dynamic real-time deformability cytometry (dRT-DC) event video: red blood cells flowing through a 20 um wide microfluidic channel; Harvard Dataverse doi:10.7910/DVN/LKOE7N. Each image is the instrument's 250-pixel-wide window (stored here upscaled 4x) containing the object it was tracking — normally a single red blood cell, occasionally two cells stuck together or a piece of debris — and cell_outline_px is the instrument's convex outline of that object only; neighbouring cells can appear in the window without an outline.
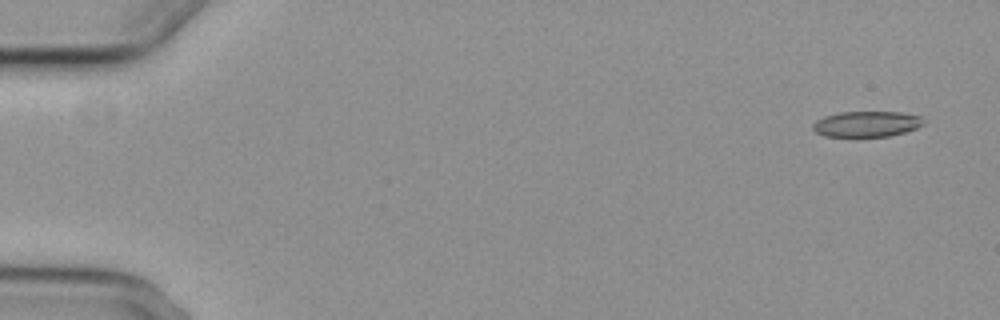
{"species": "common noctule bat (a hibernating species)", "species_latin": "Nyctalus noctula", "temperature_condition": "cold", "stored_images_in_passage": 5, "camera_frame_rate_fps": 3000, "um_per_image_px": 0.085, "animal": {"sex": "female", "body_mass_g": 29.2, "forearm_length_mm": 56.3}, "frame": {"image": 1, "passage_image": 1, "time_ms": 0.0, "image_size_px": [1000, 320], "cell_outline_px": [[924, 124], [916, 128], [904, 132], [888, 136], [824, 136], [816, 132], [812, 128], [812, 124], [816, 120], [824, 116], [840, 112], [900, 112], [920, 116], [924, 120]], "centroid_in_image_um": [73.65, 10.53], "position_along_channel_um": 11.4, "area_um2": 16.47}}
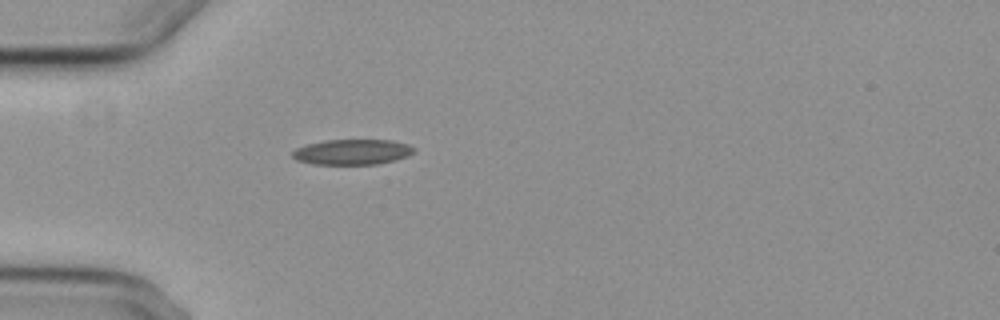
{"frame": {"image": 2, "passage_image": 5, "time_ms": 4.667, "image_size_px": [1000, 320], "cell_outline_px": [[416, 152], [408, 156], [396, 160], [376, 164], [312, 164], [296, 160], [292, 156], [292, 152], [296, 148], [308, 144], [324, 140], [392, 140], [408, 144], [416, 148]], "centroid_in_image_um": [29.98, 12.91], "position_along_channel_um": 55.0, "area_um2": 18.09}}